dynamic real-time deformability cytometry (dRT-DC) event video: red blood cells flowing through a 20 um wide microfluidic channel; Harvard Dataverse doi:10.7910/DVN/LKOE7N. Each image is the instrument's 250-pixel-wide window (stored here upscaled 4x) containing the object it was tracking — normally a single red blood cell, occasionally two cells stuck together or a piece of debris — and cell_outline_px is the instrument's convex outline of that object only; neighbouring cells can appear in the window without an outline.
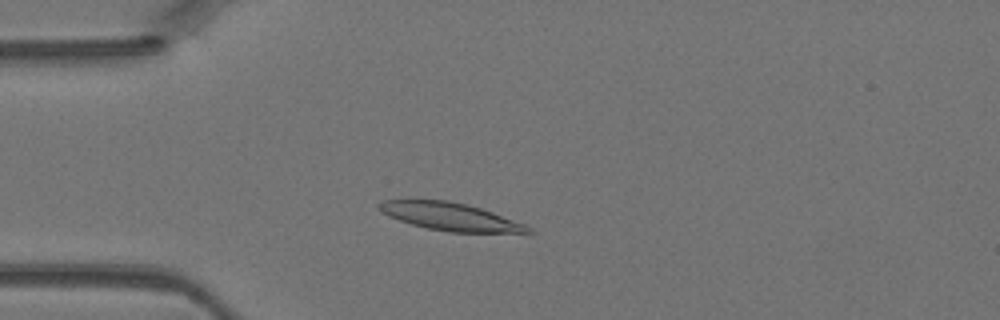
{"species": "Egyptian fruit bat (a non-hibernating species)", "species_latin": "Rousettus aegyptiacus", "temperature_condition": "warm", "stored_images_in_passage": 32, "camera_frame_rate_fps": 3000, "um_per_image_px": 0.085, "animal": {"sex": "female"}, "frame": {"image": 1, "passage_image": 8, "time_ms": 2.333, "image_size_px": [1000, 320], "cell_outline_px": [[536, 232], [448, 232], [428, 228], [412, 224], [388, 216], [380, 212], [376, 204], [384, 200], [448, 200], [468, 204], [492, 212], [524, 224], [532, 228]], "centroid_in_image_um": [38.23, 18.4], "position_along_channel_um": 46.8, "area_um2": 23.87}}
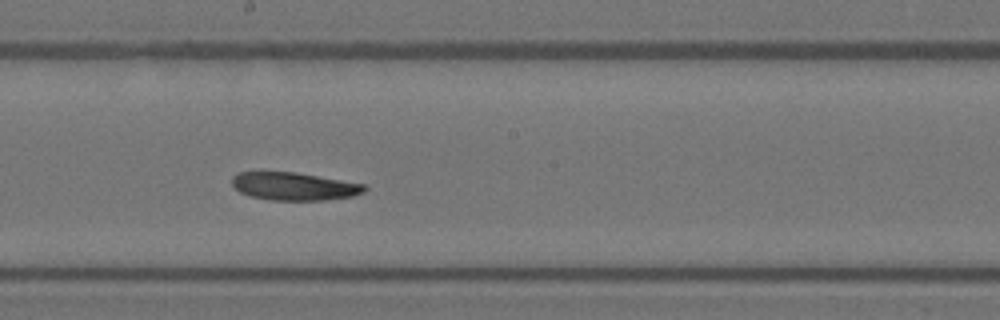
{"frame": {"image": 2, "passage_image": 21, "time_ms": 6.667, "image_size_px": [1000, 320], "cell_outline_px": [[368, 188], [364, 192], [352, 196], [324, 200], [272, 200], [252, 196], [240, 192], [232, 184], [232, 176], [240, 172], [296, 172], [364, 184]], "centroid_in_image_um": [25.01, 15.83], "position_along_channel_um": 223.2, "area_um2": 21.33}}
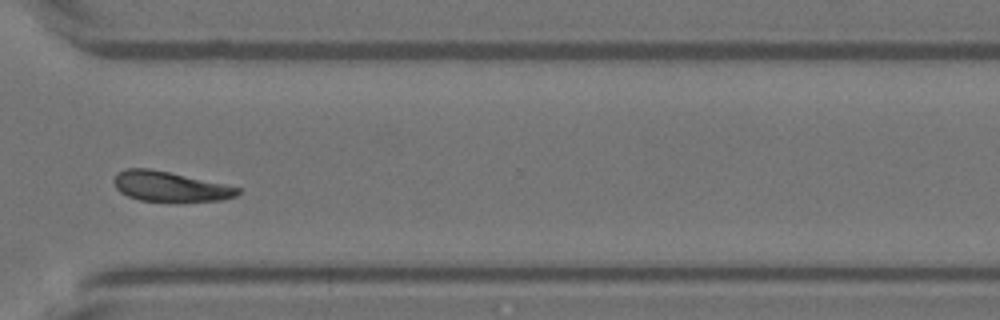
{"frame": {"image": 3, "passage_image": 30, "time_ms": 9.667, "image_size_px": [1000, 320], "cell_outline_px": [[240, 192], [236, 196], [220, 200], [140, 200], [128, 196], [120, 192], [116, 188], [112, 180], [116, 172], [124, 168], [148, 168], [168, 172], [224, 184], [240, 188]], "centroid_in_image_um": [14.37, 15.82], "position_along_channel_um": 356.2, "area_um2": 21.15}}